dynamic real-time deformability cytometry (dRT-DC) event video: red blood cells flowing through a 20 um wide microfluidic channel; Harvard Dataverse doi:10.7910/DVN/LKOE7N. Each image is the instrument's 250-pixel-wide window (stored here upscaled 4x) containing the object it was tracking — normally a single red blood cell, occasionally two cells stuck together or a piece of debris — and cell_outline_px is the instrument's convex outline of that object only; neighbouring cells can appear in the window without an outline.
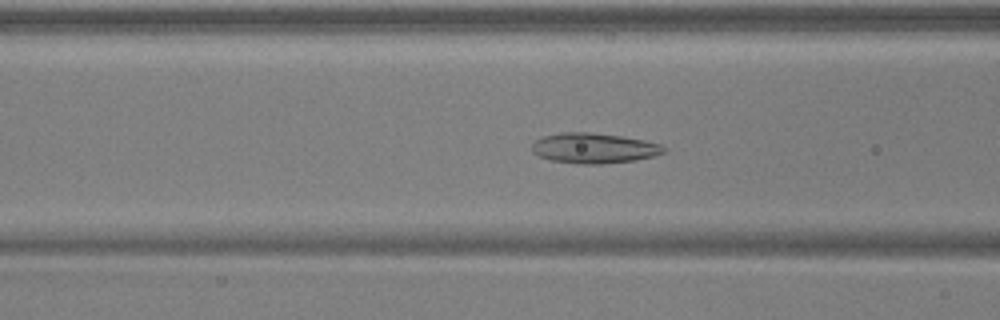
{"species": "common noctule bat (a hibernating species)", "species_latin": "Nyctalus noctula", "temperature_condition": "warm", "stored_images_in_passage": 49, "camera_frame_rate_fps": 3000, "um_per_image_px": 0.085, "animal": {"sex": "male", "body_mass_g": 17.9, "forearm_length_mm": 54.2}, "frame": {"image": 1, "passage_image": 18, "time_ms": 5.667, "image_size_px": [1000, 320], "cell_outline_px": [[668, 148], [664, 152], [652, 156], [636, 160], [600, 164], [584, 164], [552, 160], [540, 156], [532, 152], [532, 144], [536, 140], [544, 136], [560, 132], [588, 132], [620, 136], [644, 140], [660, 144]], "centroid_in_image_um": [50.49, 12.59], "position_along_channel_um": 116.1, "area_um2": 23.06}}
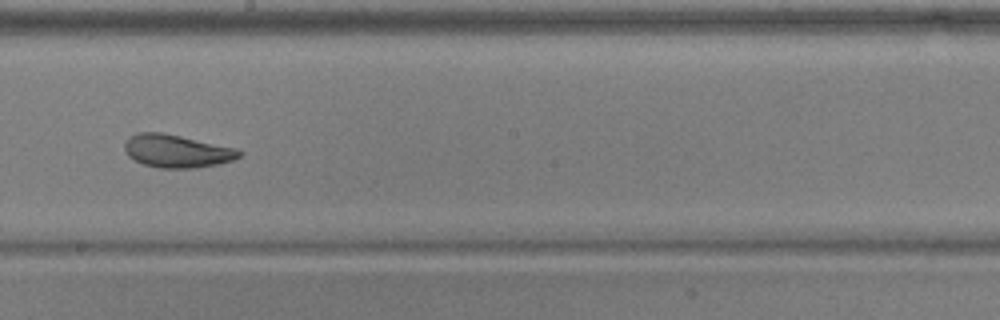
{"frame": {"image": 2, "passage_image": 27, "time_ms": 8.667, "image_size_px": [1000, 320], "cell_outline_px": [[244, 152], [240, 156], [232, 160], [216, 164], [196, 168], [160, 168], [144, 164], [128, 156], [124, 148], [124, 144], [128, 136], [136, 132], [160, 132], [180, 136], [236, 148]], "centroid_in_image_um": [15.0, 12.83], "position_along_channel_um": 233.2, "area_um2": 21.91}}
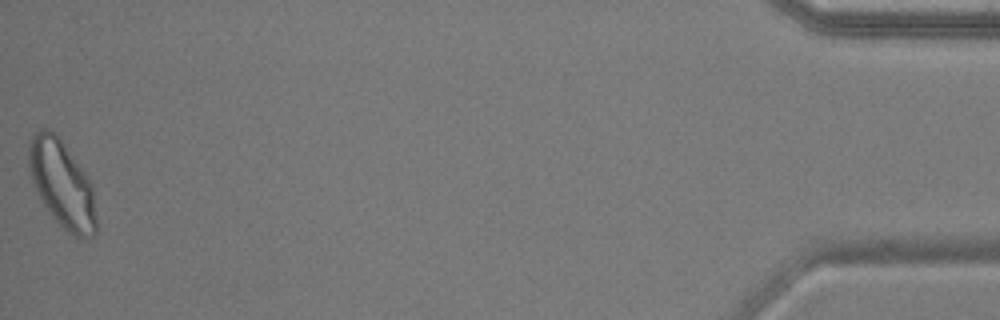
{"frame": {"image": 3, "passage_image": 49, "time_ms": 16.0, "image_size_px": [1000, 320], "cell_outline_px": [[96, 236], [80, 240], [72, 236], [48, 212], [40, 200], [32, 184], [28, 168], [28, 144], [36, 132], [40, 128], [48, 128], [56, 132], [88, 176], [92, 184], [96, 220]], "centroid_in_image_um": [5.26, 15.65], "position_along_channel_um": 429.9, "area_um2": 34.91}, "authors_computed_cell_mechanics": {"area_um2": 24.9696, "velocity_mm_per_s": 3.8999, "shape_relaxation_time_tau1_ms": 7.9705, "shape_relaxation_time_tau2_ms": 1.6723, "deformation_change_tau1": 0.1507, "deformation_change_tau2": 0.0839}}